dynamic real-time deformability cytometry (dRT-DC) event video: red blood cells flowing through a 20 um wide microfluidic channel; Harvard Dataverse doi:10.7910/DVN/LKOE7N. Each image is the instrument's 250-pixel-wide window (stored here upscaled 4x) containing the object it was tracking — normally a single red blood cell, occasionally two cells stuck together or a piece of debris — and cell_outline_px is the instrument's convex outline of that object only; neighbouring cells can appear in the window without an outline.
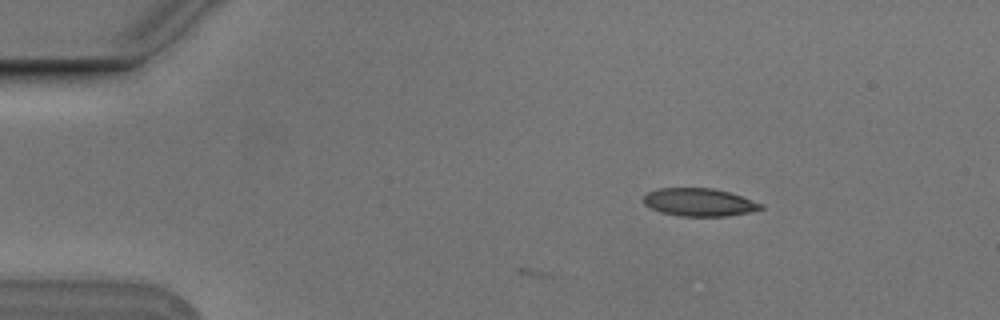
{"species": "Egyptian fruit bat (a non-hibernating species)", "species_latin": "Rousettus aegyptiacus", "temperature_condition": "cold", "stored_images_in_passage": 3, "camera_frame_rate_fps": 3000, "um_per_image_px": 0.085, "animal": {"sex": "male"}, "frame": {"image": 1, "passage_image": 3, "time_ms": 0.667, "image_size_px": [1000, 320], "cell_outline_px": [[764, 208], [748, 212], [724, 216], [680, 216], [660, 212], [644, 204], [644, 196], [648, 192], [656, 188], [712, 188], [728, 192], [764, 204]], "centroid_in_image_um": [59.41, 17.19], "position_along_channel_um": 25.6, "area_um2": 18.9}}